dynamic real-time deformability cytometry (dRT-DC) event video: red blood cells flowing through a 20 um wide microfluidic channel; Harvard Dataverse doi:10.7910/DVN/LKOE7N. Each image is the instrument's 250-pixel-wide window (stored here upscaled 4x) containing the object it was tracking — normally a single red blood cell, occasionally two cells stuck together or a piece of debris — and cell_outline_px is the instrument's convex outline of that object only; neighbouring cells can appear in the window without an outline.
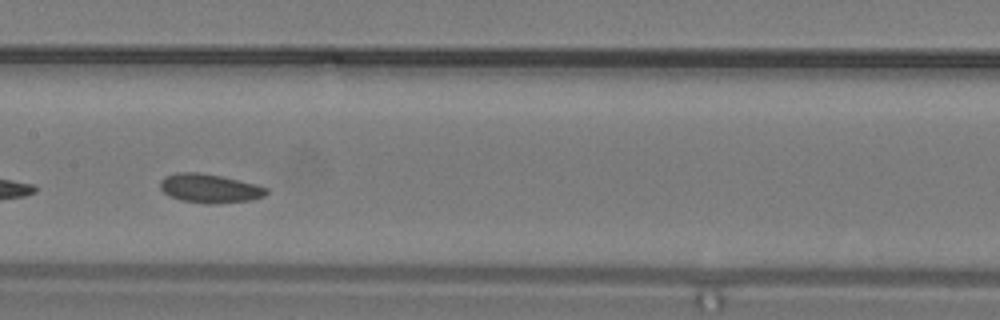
{"species": "common noctule bat (a hibernating species)", "species_latin": "Nyctalus noctula", "temperature_condition": "warm", "stored_images_in_passage": 23, "camera_frame_rate_fps": 3000, "um_per_image_px": 0.085, "animal": {"sex": "male", "body_mass_g": 19.2, "forearm_length_mm": 51.8}, "frame": {"image": 1, "passage_image": 10, "time_ms": 3.0, "image_size_px": [1000, 320], "cell_outline_px": [[268, 192], [264, 196], [252, 200], [212, 204], [208, 204], [184, 200], [172, 196], [164, 192], [160, 188], [160, 180], [164, 176], [176, 172], [196, 172], [220, 176], [256, 184], [268, 188]], "centroid_in_image_um": [17.83, 16.0], "position_along_channel_um": 189.6, "area_um2": 17.74}}